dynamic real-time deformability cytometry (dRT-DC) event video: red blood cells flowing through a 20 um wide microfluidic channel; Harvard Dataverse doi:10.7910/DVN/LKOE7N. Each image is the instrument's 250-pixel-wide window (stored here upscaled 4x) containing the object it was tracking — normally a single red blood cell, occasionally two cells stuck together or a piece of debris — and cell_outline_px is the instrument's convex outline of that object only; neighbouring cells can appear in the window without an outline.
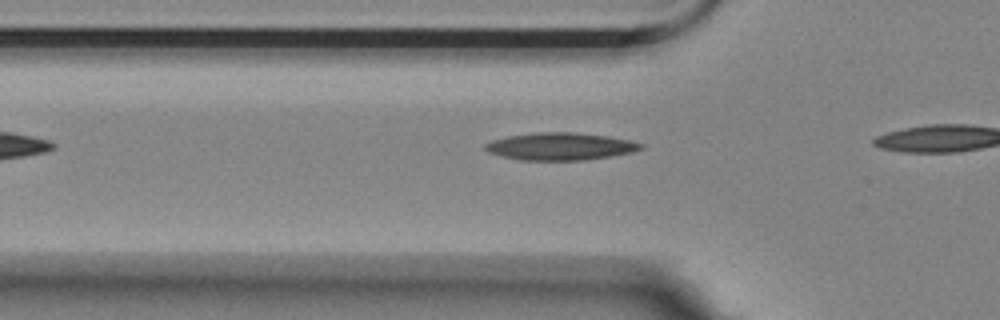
{"species": "Egyptian fruit bat (a non-hibernating species)", "species_latin": "Rousettus aegyptiacus", "temperature_condition": "room temperature", "stored_images_in_passage": 9, "camera_frame_rate_fps": 3000, "um_per_image_px": 0.085, "animal": {"sex": "female"}, "frame": {"image": 1, "passage_image": 3, "time_ms": 0.667, "image_size_px": [1000, 320], "cell_outline_px": [[644, 148], [632, 152], [612, 156], [584, 160], [520, 160], [488, 152], [484, 148], [484, 144], [492, 140], [508, 136], [536, 132], [572, 132], [608, 136], [632, 140], [644, 144]], "centroid_in_image_um": [47.66, 12.44], "position_along_channel_um": 78.1, "area_um2": 24.91}}
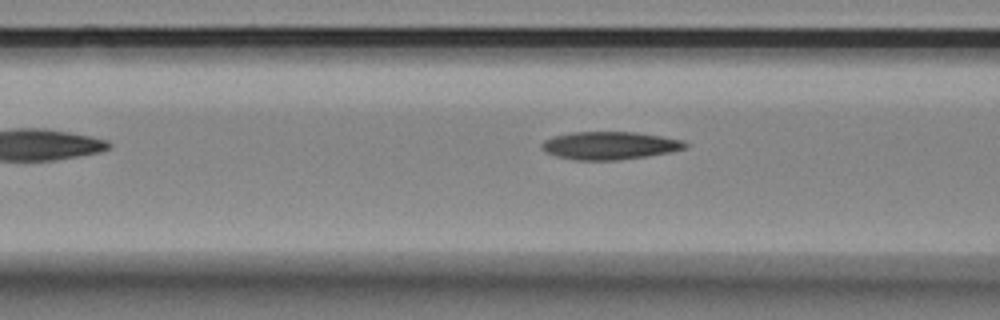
{"frame": {"image": 2, "passage_image": 6, "time_ms": 1.667, "image_size_px": [1000, 320], "cell_outline_px": [[688, 144], [684, 148], [668, 152], [620, 160], [572, 160], [556, 156], [544, 152], [540, 148], [540, 144], [544, 140], [552, 136], [572, 132], [636, 132], [684, 140]], "centroid_in_image_um": [51.74, 12.37], "position_along_channel_um": 114.9, "area_um2": 23.35}}